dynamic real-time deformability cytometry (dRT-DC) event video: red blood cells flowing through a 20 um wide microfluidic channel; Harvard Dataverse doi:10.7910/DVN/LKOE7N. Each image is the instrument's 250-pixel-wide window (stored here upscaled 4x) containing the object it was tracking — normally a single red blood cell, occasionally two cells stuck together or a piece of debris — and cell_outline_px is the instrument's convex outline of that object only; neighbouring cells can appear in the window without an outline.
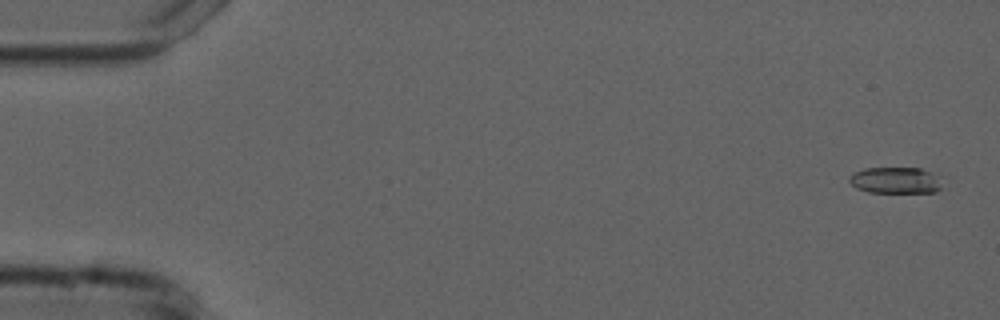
{"species": "common noctule bat (a hibernating species)", "species_latin": "Nyctalus noctula", "temperature_condition": "cold", "stored_images_in_passage": 55, "camera_frame_rate_fps": 3000, "um_per_image_px": 0.085, "animal": {"sex": "male", "forearm_length_mm": 52.5}, "frame": {"image": 1, "passage_image": 2, "time_ms": 0.333, "image_size_px": [1000, 320], "cell_outline_px": [[940, 188], [936, 192], [868, 192], [856, 188], [848, 180], [848, 176], [864, 168], [920, 168], [932, 172], [936, 176]], "centroid_in_image_um": [76.06, 15.32], "position_along_channel_um": 8.9, "area_um2": 14.05}}
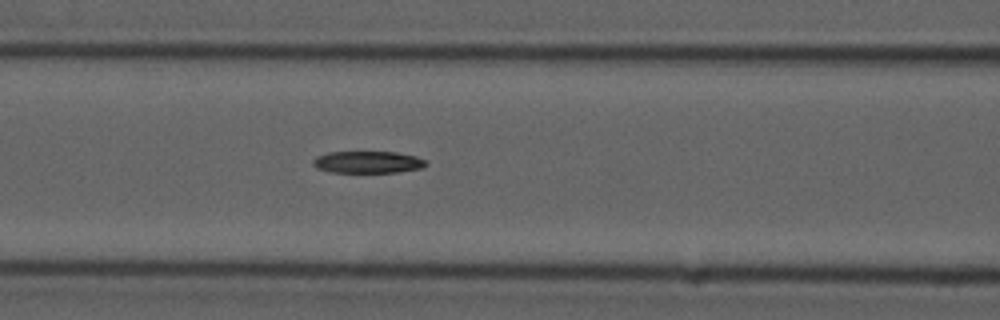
{"frame": {"image": 2, "passage_image": 23, "time_ms": 7.333, "image_size_px": [1000, 320], "cell_outline_px": [[428, 164], [420, 168], [396, 172], [332, 172], [316, 168], [312, 164], [312, 160], [316, 156], [328, 152], [396, 152], [416, 156], [428, 160]], "centroid_in_image_um": [31.26, 13.77], "position_along_channel_um": 135.3, "area_um2": 14.51}}
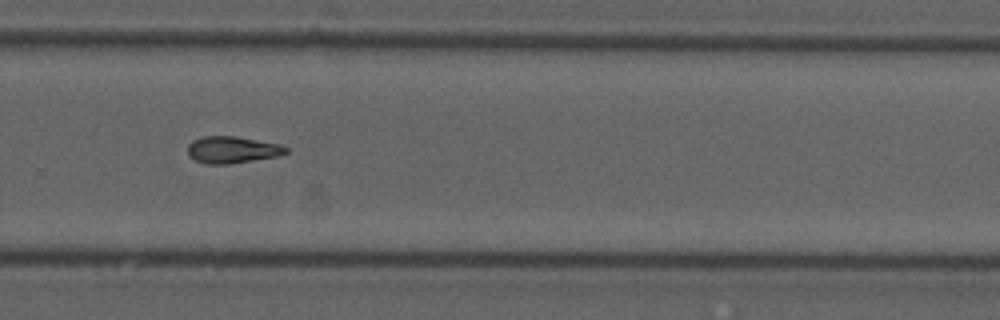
{"frame": {"image": 3, "passage_image": 37, "time_ms": 12.0, "image_size_px": [1000, 320], "cell_outline_px": [[288, 152], [280, 156], [228, 164], [204, 164], [188, 156], [188, 144], [192, 140], [204, 136], [236, 136], [280, 144], [288, 148]], "centroid_in_image_um": [19.74, 12.73], "position_along_channel_um": 310.1, "area_um2": 15.49}, "authors_computed_cell_mechanics": {"area_um2": 15.1436, "velocity_mm_per_s": 3.754, "shape_relaxation_time_tau1_ms": 5.897, "shape_relaxation_time_tau2_ms": null, "deformation_change_tau1": 0.1569, "deformation_change_tau2": null}}